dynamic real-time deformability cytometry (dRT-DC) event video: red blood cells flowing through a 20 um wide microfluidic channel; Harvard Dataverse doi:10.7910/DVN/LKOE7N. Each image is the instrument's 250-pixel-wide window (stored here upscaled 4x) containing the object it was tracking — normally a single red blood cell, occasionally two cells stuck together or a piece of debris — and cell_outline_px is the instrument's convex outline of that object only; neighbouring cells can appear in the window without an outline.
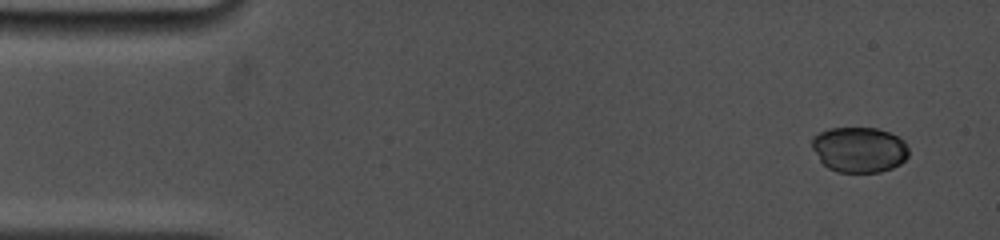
{"species": "common noctule bat (a hibernating species)", "species_latin": "Nyctalus noctula", "temperature_condition": "cold", "stored_images_in_passage": 8, "camera_frame_rate_fps": 5000, "um_per_image_px": 0.085, "animal": {"sex": "female", "body_mass_g": 19.0, "forearm_length_mm": 53.3}, "frame": {"image": 1, "passage_image": 1, "time_ms": 0.0, "image_size_px": [1000, 240], "cell_outline_px": [[908, 156], [900, 164], [892, 168], [880, 172], [836, 172], [828, 168], [820, 160], [812, 148], [812, 136], [828, 128], [876, 128], [888, 132], [904, 140], [908, 148]], "centroid_in_image_um": [73.03, 12.72], "position_along_channel_um": 12.0, "area_um2": 25.66}}
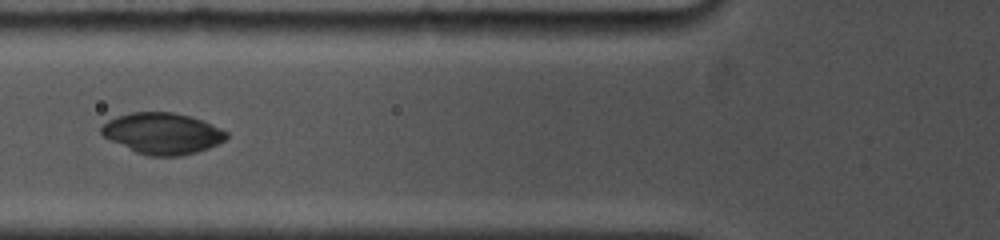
{"frame": {"image": 2, "passage_image": 6, "time_ms": 5.4, "image_size_px": [1000, 240], "cell_outline_px": [[228, 136], [224, 140], [208, 148], [196, 152], [180, 156], [148, 156], [136, 152], [104, 136], [100, 132], [100, 128], [108, 120], [116, 116], [132, 112], [172, 112], [192, 116], [212, 124], [228, 132]], "centroid_in_image_um": [13.82, 11.33], "position_along_channel_um": 112.0, "area_um2": 29.88}}
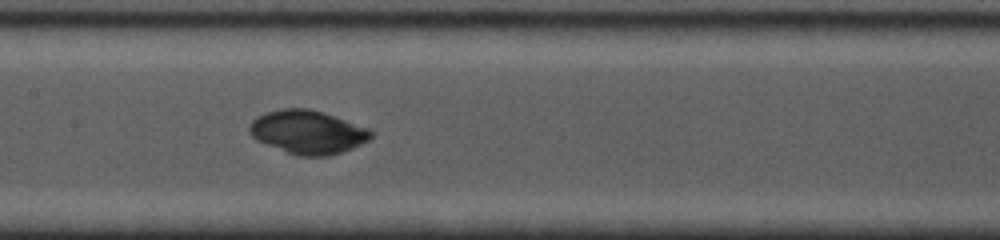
{"frame": {"image": 3, "passage_image": 8, "time_ms": 7.2, "image_size_px": [1000, 240], "cell_outline_px": [[372, 136], [368, 140], [352, 148], [332, 156], [296, 156], [256, 140], [248, 132], [248, 124], [256, 116], [280, 108], [308, 108], [324, 112], [368, 128], [372, 132]], "centroid_in_image_um": [26.12, 11.23], "position_along_channel_um": 181.3, "area_um2": 30.98}}